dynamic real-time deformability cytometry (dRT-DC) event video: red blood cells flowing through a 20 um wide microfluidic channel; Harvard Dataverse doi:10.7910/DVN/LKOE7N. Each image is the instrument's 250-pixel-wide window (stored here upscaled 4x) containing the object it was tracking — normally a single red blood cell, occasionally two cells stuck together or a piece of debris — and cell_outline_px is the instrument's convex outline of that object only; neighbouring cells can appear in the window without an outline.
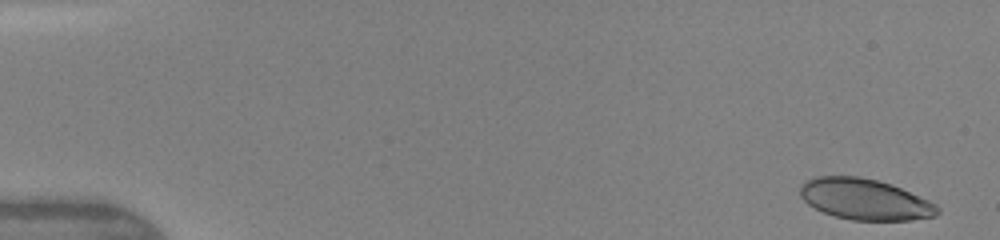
{"species": "human", "species_latin": "Homo sapiens", "temperature_condition": "warm", "stored_images_in_passage": 8, "camera_frame_rate_fps": 3000, "um_per_image_px": 0.085, "donor": {"sex": "female"}, "frame": {"image": 1, "passage_image": 1, "time_ms": 0.0, "image_size_px": [1000, 240], "cell_outline_px": [[940, 212], [936, 216], [912, 220], [852, 220], [836, 216], [824, 212], [808, 204], [800, 196], [800, 184], [816, 176], [860, 176], [892, 184], [928, 200], [936, 204], [940, 208]], "centroid_in_image_um": [73.53, 16.94], "position_along_channel_um": 11.5, "area_um2": 32.77}}
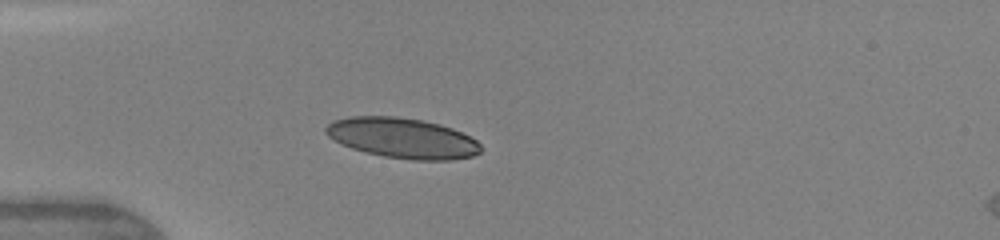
{"frame": {"image": 2, "passage_image": 5, "time_ms": 4.0, "image_size_px": [1000, 240], "cell_outline_px": [[480, 152], [472, 156], [452, 160], [412, 160], [384, 156], [352, 148], [340, 144], [328, 136], [324, 132], [324, 128], [332, 120], [348, 116], [396, 116], [424, 120], [440, 124], [452, 128], [476, 140], [480, 144]], "centroid_in_image_um": [34.17, 11.72], "position_along_channel_um": 50.8, "area_um2": 36.47}}